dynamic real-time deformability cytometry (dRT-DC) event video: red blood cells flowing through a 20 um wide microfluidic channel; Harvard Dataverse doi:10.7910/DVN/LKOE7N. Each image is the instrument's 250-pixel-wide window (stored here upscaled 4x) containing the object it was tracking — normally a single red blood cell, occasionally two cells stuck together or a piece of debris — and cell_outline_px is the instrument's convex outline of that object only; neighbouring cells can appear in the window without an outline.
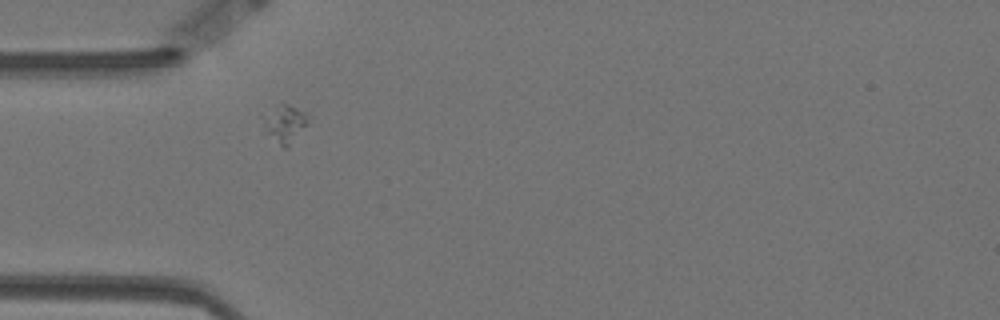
{"species": "Egyptian fruit bat (a non-hibernating species)", "species_latin": "Rousettus aegyptiacus", "temperature_condition": "warm", "stored_images_in_passage": 35, "camera_frame_rate_fps": 3000, "um_per_image_px": 0.085, "animal": {"sex": "female"}, "frame": {"image": 1, "passage_image": 6, "time_ms": 1.667, "image_size_px": [1000, 320], "cell_outline_px": [[308, 124], [288, 148], [284, 148], [268, 132], [260, 116], [280, 100], [284, 100], [308, 112]], "centroid_in_image_um": [24.23, 10.39], "position_along_channel_um": 60.8, "area_um2": 10.4}}
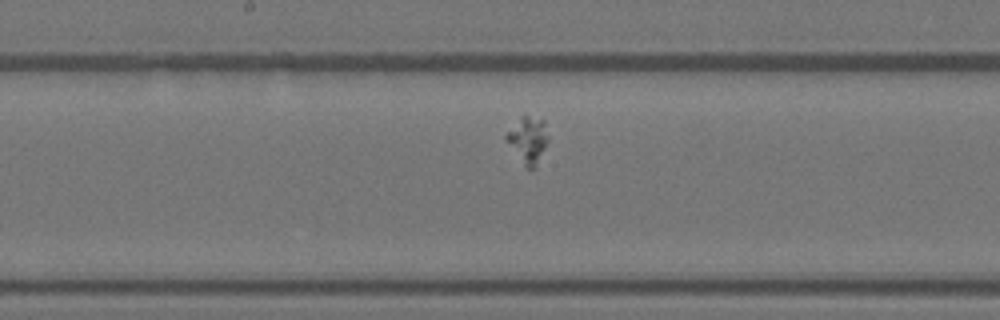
{"frame": {"image": 2, "passage_image": 19, "time_ms": 6.0, "image_size_px": [1000, 320], "cell_outline_px": [[548, 140], [536, 168], [524, 168], [504, 140], [504, 136], [520, 116], [524, 112], [544, 120], [548, 136]], "centroid_in_image_um": [44.85, 11.88], "position_along_channel_um": 203.4, "area_um2": 11.85}}
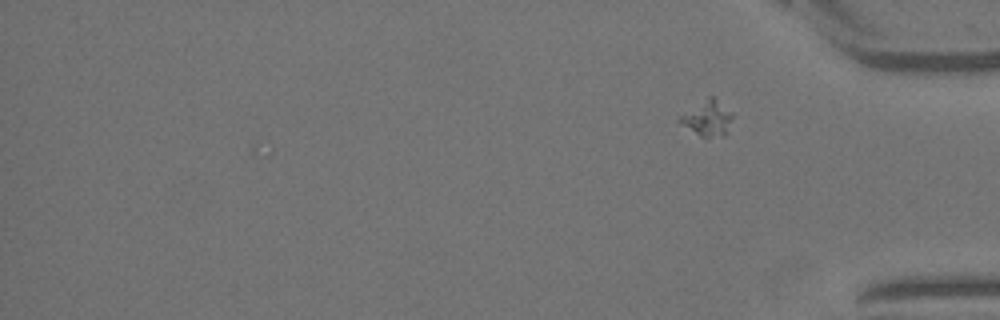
{"frame": {"image": 3, "passage_image": 35, "time_ms": 11.333, "image_size_px": [1000, 320], "cell_outline_px": [[732, 116], [728, 132], [724, 136], [700, 136], [680, 124], [676, 120], [680, 116], [708, 96], [712, 96], [732, 112]], "centroid_in_image_um": [60.13, 10.06], "position_along_channel_um": 375.1, "area_um2": 10.69}}